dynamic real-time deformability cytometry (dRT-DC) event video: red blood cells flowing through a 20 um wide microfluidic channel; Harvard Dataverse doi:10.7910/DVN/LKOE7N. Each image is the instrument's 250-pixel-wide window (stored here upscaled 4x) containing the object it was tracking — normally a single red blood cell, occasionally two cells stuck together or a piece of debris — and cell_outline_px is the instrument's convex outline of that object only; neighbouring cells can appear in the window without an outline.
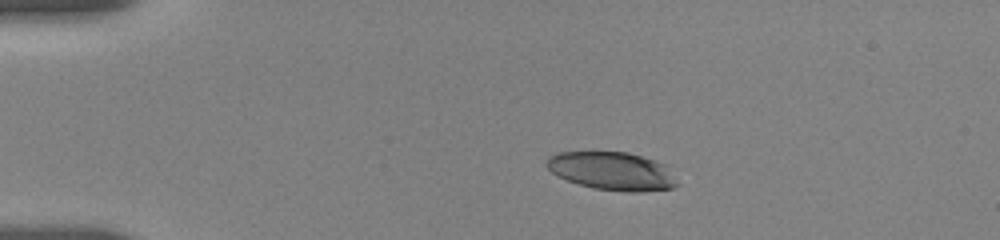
{"species": "human", "species_latin": "Homo sapiens", "temperature_condition": "room temperature", "stored_images_in_passage": 20, "camera_frame_rate_fps": 3000, "um_per_image_px": 0.085, "donor": {"sex": "female"}, "frame": {"image": 1, "passage_image": 1, "time_ms": 0.0, "image_size_px": [1000, 240], "cell_outline_px": [[676, 184], [672, 188], [640, 192], [628, 192], [592, 188], [568, 180], [552, 172], [544, 164], [548, 156], [556, 152], [628, 152], [664, 164]], "centroid_in_image_um": [51.95, 14.53], "position_along_channel_um": 33.1, "area_um2": 28.55}}
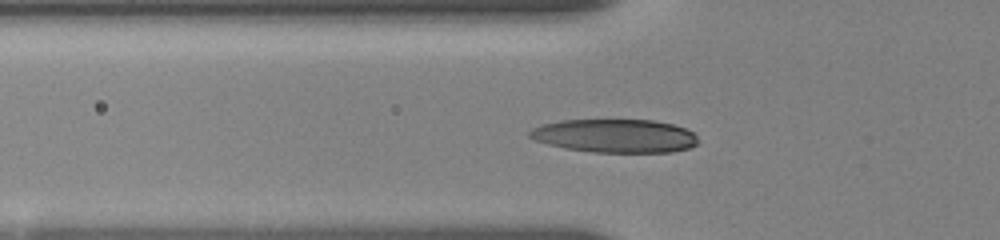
{"frame": {"image": 2, "passage_image": 14, "time_ms": 2.667, "image_size_px": [1000, 240], "cell_outline_px": [[696, 144], [688, 148], [672, 152], [592, 152], [564, 148], [548, 144], [536, 140], [528, 136], [528, 132], [532, 128], [540, 124], [560, 120], [652, 120], [672, 124], [684, 128], [692, 132], [696, 136]], "centroid_in_image_um": [52.22, 11.54], "position_along_channel_um": 73.6, "area_um2": 32.77}}
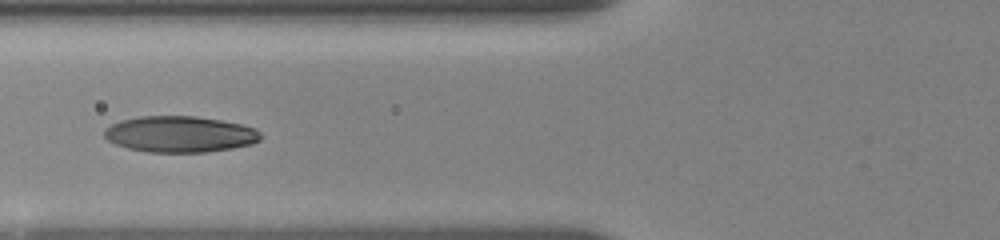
{"frame": {"image": 3, "passage_image": 19, "time_ms": 3.667, "image_size_px": [1000, 240], "cell_outline_px": [[264, 136], [260, 140], [252, 144], [232, 148], [208, 152], [144, 152], [128, 148], [116, 144], [108, 140], [104, 136], [104, 128], [120, 120], [136, 116], [196, 116], [220, 120], [240, 124], [256, 128]], "centroid_in_image_um": [15.29, 11.4], "position_along_channel_um": 110.5, "area_um2": 33.23}}